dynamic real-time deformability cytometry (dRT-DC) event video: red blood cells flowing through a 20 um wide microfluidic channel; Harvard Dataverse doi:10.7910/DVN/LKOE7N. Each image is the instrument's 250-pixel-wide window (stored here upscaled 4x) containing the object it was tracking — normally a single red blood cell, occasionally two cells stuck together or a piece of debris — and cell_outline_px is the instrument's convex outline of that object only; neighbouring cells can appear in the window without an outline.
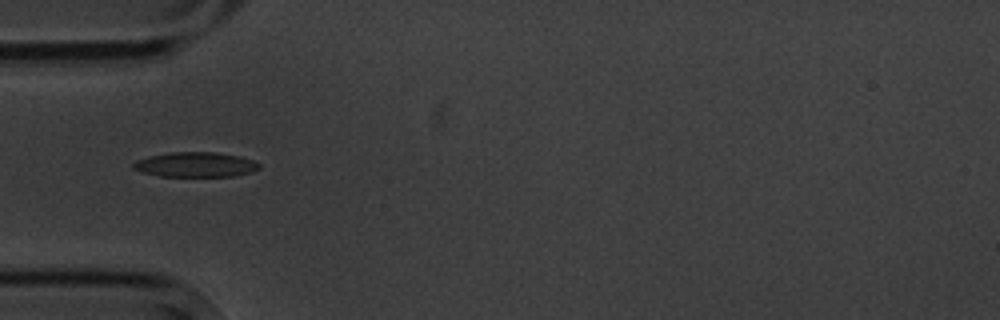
{"species": "common noctule bat (a hibernating species)", "species_latin": "Nyctalus noctula", "temperature_condition": "cold", "stored_images_in_passage": 3, "camera_frame_rate_fps": 3000, "um_per_image_px": 0.085, "animal": {"sex": "male", "body_mass_g": 20.1, "forearm_length_mm": 53.5}, "frame": {"image": 1, "passage_image": 2, "time_ms": 1.0, "image_size_px": [1000, 320], "cell_outline_px": [[260, 168], [252, 172], [232, 176], [160, 176], [140, 172], [132, 168], [132, 164], [136, 160], [152, 156], [172, 152], [216, 152], [240, 156], [252, 160], [260, 164]], "centroid_in_image_um": [16.62, 13.99], "position_along_channel_um": 68.4, "area_um2": 18.21}}
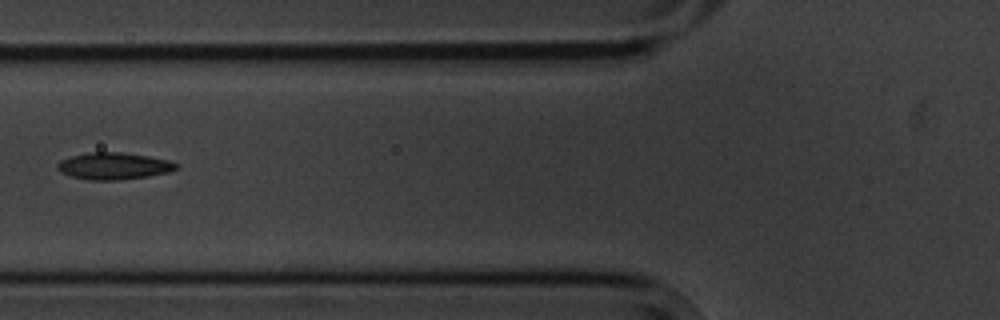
{"frame": {"image": 2, "passage_image": 3, "time_ms": 2.333, "image_size_px": [1000, 320], "cell_outline_px": [[180, 164], [176, 168], [168, 172], [148, 176], [120, 180], [88, 180], [72, 176], [60, 172], [56, 168], [56, 164], [60, 160], [72, 156], [92, 152], [120, 152], [148, 156], [168, 160]], "centroid_in_image_um": [9.65, 14.11], "position_along_channel_um": 116.1, "area_um2": 18.55}}